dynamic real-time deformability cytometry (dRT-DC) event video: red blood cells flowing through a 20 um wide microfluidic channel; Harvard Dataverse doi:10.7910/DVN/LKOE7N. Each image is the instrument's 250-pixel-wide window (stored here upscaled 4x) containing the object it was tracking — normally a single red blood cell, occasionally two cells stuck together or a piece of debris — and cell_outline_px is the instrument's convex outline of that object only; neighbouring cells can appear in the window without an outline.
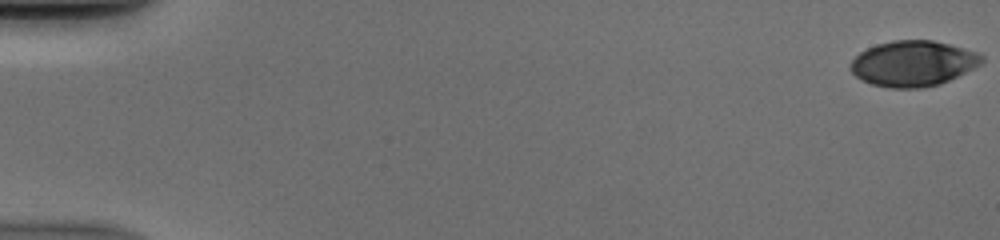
{"species": "human", "species_latin": "Homo sapiens", "temperature_condition": "cold", "stored_images_in_passage": 50, "camera_frame_rate_fps": 3000, "um_per_image_px": 0.085, "donor": {"sex": "male"}, "frame": {"image": 1, "passage_image": 1, "time_ms": 0.0, "image_size_px": [1000, 240], "cell_outline_px": [[984, 60], [980, 64], [940, 84], [924, 88], [888, 88], [872, 84], [856, 76], [848, 68], [848, 64], [860, 52], [876, 44], [892, 40], [932, 40], [948, 44], [976, 52], [984, 56]], "centroid_in_image_um": [77.57, 5.39], "position_along_channel_um": 7.4, "area_um2": 34.68}}
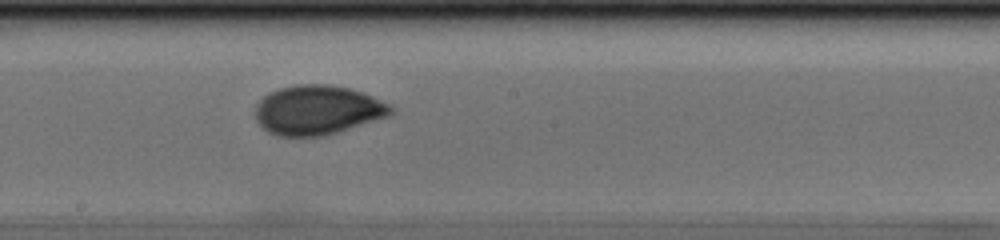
{"frame": {"image": 2, "passage_image": 30, "time_ms": 9.667, "image_size_px": [1000, 240], "cell_outline_px": [[396, 112], [392, 116], [340, 132], [324, 136], [276, 136], [268, 132], [256, 120], [256, 104], [268, 92], [280, 88], [296, 84], [332, 84], [348, 88], [372, 96], [392, 104], [396, 108]], "centroid_in_image_um": [27.06, 9.36], "position_along_channel_um": 221.1, "area_um2": 39.71}}
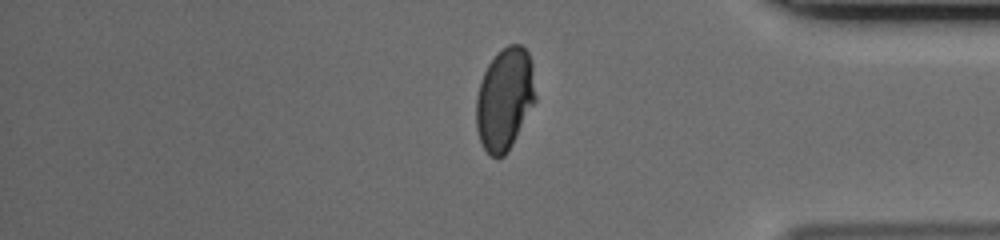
{"frame": {"image": 3, "passage_image": 44, "time_ms": 14.333, "image_size_px": [1000, 240], "cell_outline_px": [[536, 100], [508, 152], [504, 156], [492, 156], [484, 148], [480, 140], [476, 128], [476, 96], [484, 72], [488, 64], [496, 52], [508, 44], [520, 44], [528, 52], [532, 64], [536, 96]], "centroid_in_image_um": [42.9, 8.39], "position_along_channel_um": 392.3, "area_um2": 35.37}}